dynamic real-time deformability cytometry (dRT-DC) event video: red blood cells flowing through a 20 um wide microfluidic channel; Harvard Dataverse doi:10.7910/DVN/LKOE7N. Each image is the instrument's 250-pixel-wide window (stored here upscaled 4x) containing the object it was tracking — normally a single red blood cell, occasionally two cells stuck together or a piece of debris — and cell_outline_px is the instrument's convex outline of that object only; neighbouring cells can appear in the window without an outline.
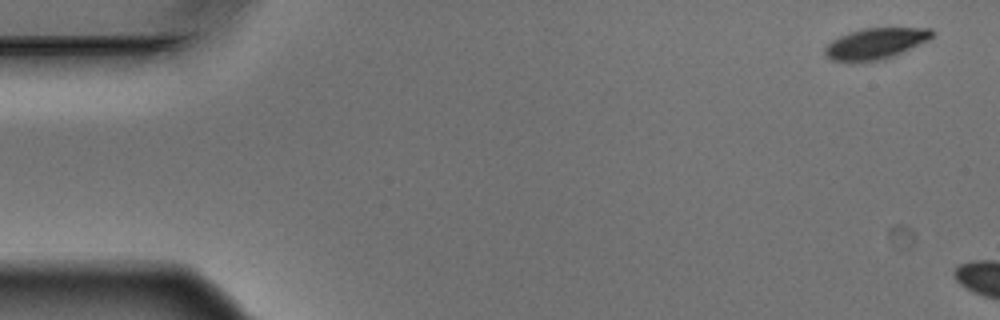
{"species": "Egyptian fruit bat (a non-hibernating species)", "species_latin": "Rousettus aegyptiacus", "temperature_condition": "warm", "stored_images_in_passage": 4, "camera_frame_rate_fps": 3000, "um_per_image_px": 0.085, "animal": {"sex": "male"}, "frame": {"image": 1, "passage_image": 1, "time_ms": 0.0, "image_size_px": [1000, 320], "cell_outline_px": [[932, 36], [928, 40], [884, 60], [832, 60], [824, 52], [824, 48], [832, 40], [840, 36], [864, 28], [932, 28]], "centroid_in_image_um": [74.44, 3.68], "position_along_channel_um": 10.6, "area_um2": 18.73}}